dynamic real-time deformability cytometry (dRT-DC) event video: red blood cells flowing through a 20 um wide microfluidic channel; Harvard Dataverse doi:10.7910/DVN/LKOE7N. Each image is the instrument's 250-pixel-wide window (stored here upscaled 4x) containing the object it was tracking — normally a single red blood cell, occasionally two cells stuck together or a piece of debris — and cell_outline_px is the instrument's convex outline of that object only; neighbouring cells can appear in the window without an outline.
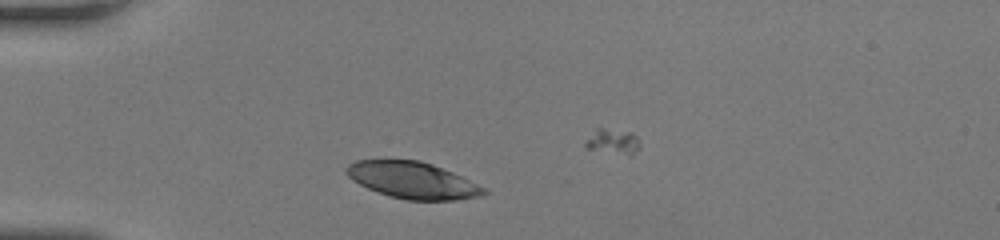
{"species": "human", "species_latin": "Homo sapiens", "temperature_condition": "room temperature", "stored_images_in_passage": 28, "camera_frame_rate_fps": 3000, "um_per_image_px": 0.085, "donor": {"sex": "female"}, "frame": {"image": 1, "passage_image": 13, "time_ms": 4.0, "image_size_px": [1000, 240], "cell_outline_px": [[488, 192], [480, 196], [456, 200], [408, 200], [392, 196], [368, 188], [352, 180], [344, 172], [344, 168], [348, 164], [356, 160], [420, 160], [432, 164], [452, 172], [484, 188]], "centroid_in_image_um": [35.03, 15.31], "position_along_channel_um": 50.0, "area_um2": 28.96}}
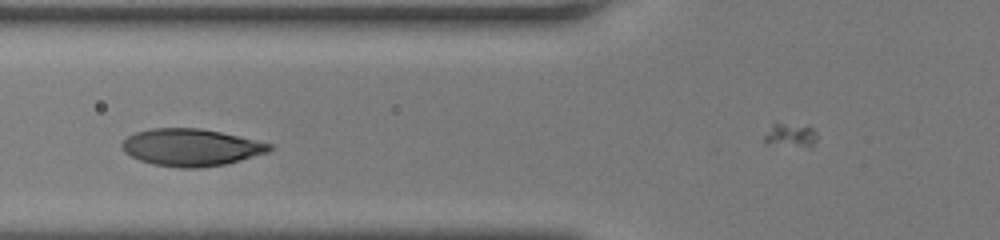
{"frame": {"image": 2, "passage_image": 19, "time_ms": 6.0, "image_size_px": [1000, 240], "cell_outline_px": [[272, 148], [268, 152], [240, 160], [224, 164], [200, 168], [176, 168], [152, 164], [140, 160], [124, 152], [120, 144], [128, 136], [136, 132], [152, 128], [200, 128], [220, 132], [272, 144]], "centroid_in_image_um": [16.2, 12.53], "position_along_channel_um": 109.6, "area_um2": 31.79}}
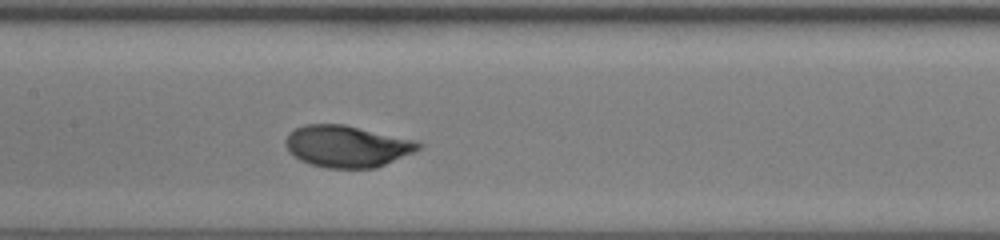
{"frame": {"image": 3, "passage_image": 24, "time_ms": 7.667, "image_size_px": [1000, 240], "cell_outline_px": [[424, 144], [420, 148], [412, 152], [376, 168], [328, 168], [312, 164], [300, 160], [284, 144], [284, 140], [288, 132], [304, 124], [344, 124], [416, 140]], "centroid_in_image_um": [29.49, 12.42], "position_along_channel_um": 177.9, "area_um2": 32.14}}